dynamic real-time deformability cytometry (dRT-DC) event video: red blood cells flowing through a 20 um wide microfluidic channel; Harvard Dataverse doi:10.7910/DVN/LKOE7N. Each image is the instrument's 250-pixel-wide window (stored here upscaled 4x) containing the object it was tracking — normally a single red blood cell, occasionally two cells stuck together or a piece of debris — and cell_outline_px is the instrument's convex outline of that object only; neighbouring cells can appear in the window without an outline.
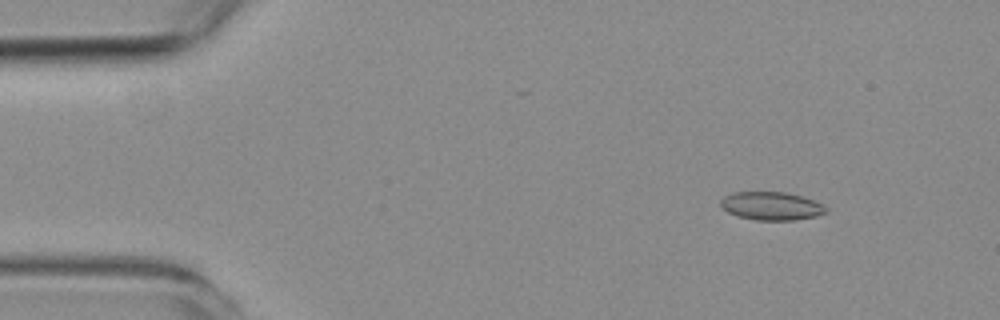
{"species": "common noctule bat (a hibernating species)", "species_latin": "Nyctalus noctula", "temperature_condition": "room temperature", "stored_images_in_passage": 54, "camera_frame_rate_fps": 3000, "um_per_image_px": 0.085, "animal": {"sex": "female", "body_mass_g": 19.3, "forearm_length_mm": 54.1}, "frame": {"image": 1, "passage_image": 6, "time_ms": 1.667, "image_size_px": [1000, 320], "cell_outline_px": [[828, 212], [816, 216], [796, 220], [756, 220], [736, 216], [728, 212], [720, 204], [720, 200], [724, 196], [732, 192], [784, 192], [800, 196], [824, 204], [828, 208]], "centroid_in_image_um": [65.58, 17.51], "position_along_channel_um": 19.4, "area_um2": 17.4}}
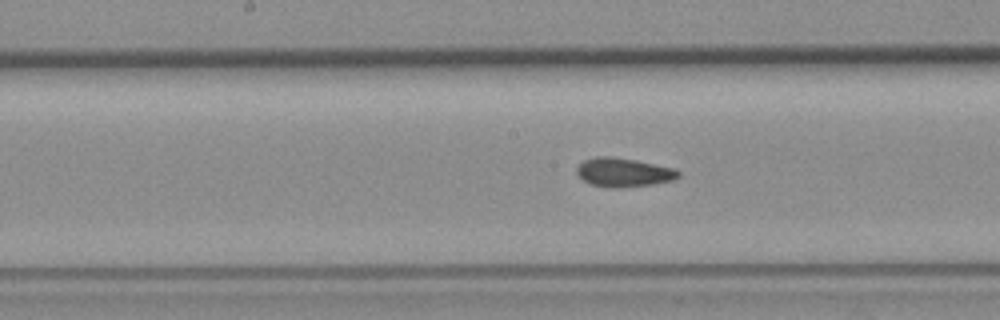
{"frame": {"image": 2, "passage_image": 27, "time_ms": 8.667, "image_size_px": [1000, 320], "cell_outline_px": [[680, 176], [672, 180], [652, 184], [616, 188], [612, 188], [592, 184], [576, 176], [576, 168], [584, 160], [596, 156], [608, 156], [636, 160], [676, 168], [680, 172]], "centroid_in_image_um": [53.0, 14.64], "position_along_channel_um": 195.2, "area_um2": 17.11}}
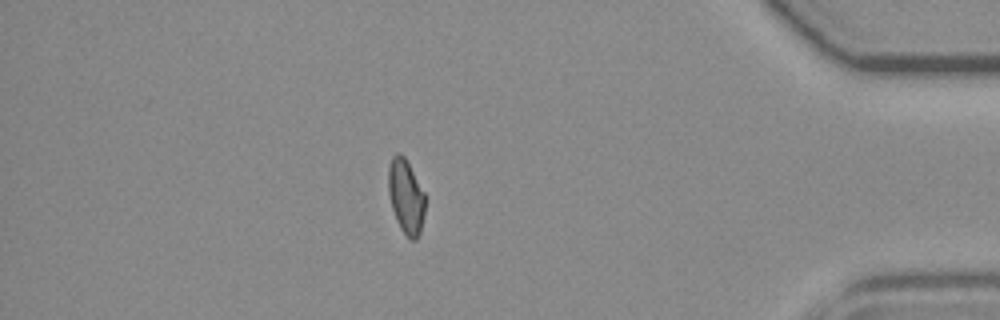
{"frame": {"image": 3, "passage_image": 47, "time_ms": 15.333, "image_size_px": [1000, 320], "cell_outline_px": [[424, 216], [420, 232], [416, 240], [412, 240], [400, 228], [396, 220], [392, 208], [388, 192], [388, 168], [392, 156], [396, 152], [400, 152], [404, 156], [424, 192]], "centroid_in_image_um": [34.48, 16.68], "position_along_channel_um": 400.7, "area_um2": 15.84}, "authors_computed_cell_mechanics": {"area_um2": 16.7331, "velocity_mm_per_s": 3.7474, "shape_relaxation_time_tau1_ms": 5.8092, "shape_relaxation_time_tau2_ms": 1.8083, "deformation_change_tau1": 0.1286, "deformation_change_tau2": 0.0712}}